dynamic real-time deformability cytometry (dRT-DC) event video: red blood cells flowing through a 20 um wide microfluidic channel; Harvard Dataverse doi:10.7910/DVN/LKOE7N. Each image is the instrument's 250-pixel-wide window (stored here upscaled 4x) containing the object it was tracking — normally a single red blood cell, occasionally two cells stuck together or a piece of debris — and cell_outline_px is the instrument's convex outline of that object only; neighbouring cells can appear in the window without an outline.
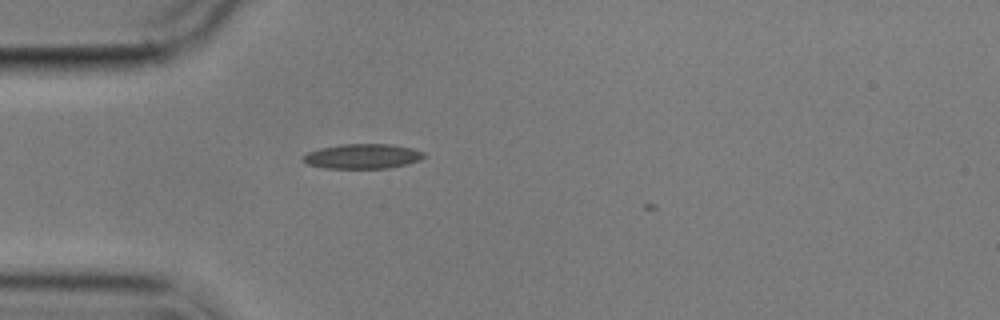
{"species": "common noctule bat (a hibernating species)", "species_latin": "Nyctalus noctula", "temperature_condition": "cold", "stored_images_in_passage": 2, "camera_frame_rate_fps": 3000, "um_per_image_px": 0.085, "animal": {"sex": "male", "body_mass_g": 17.9}, "frame": {"image": 1, "passage_image": 1, "time_ms": 0.0, "image_size_px": [1000, 320], "cell_outline_px": [[428, 156], [420, 160], [408, 164], [388, 168], [324, 168], [308, 164], [300, 160], [300, 156], [308, 152], [320, 148], [340, 144], [392, 144], [412, 148], [424, 152]], "centroid_in_image_um": [30.82, 13.28], "position_along_channel_um": 54.2, "area_um2": 17.74}}